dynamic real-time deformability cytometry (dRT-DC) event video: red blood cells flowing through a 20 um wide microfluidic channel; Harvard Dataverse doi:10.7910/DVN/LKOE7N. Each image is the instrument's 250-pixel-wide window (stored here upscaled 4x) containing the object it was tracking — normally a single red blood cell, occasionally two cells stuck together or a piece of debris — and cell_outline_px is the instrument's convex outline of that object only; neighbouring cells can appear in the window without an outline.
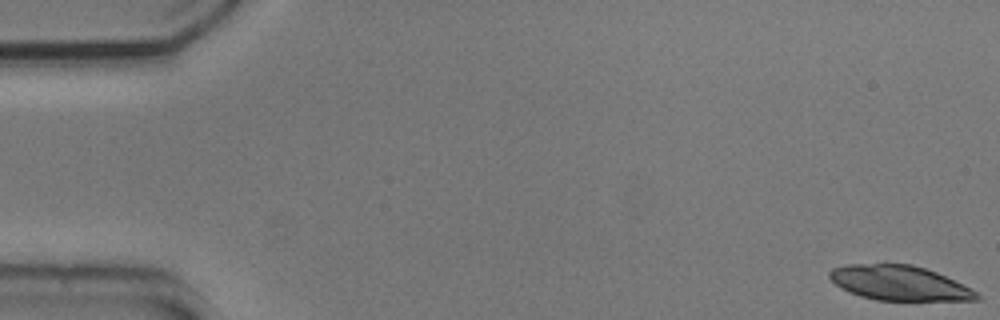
{"species": "common noctule bat (a hibernating species)", "species_latin": "Nyctalus noctula", "temperature_condition": "cold", "stored_images_in_passage": 55, "camera_frame_rate_fps": 3000, "um_per_image_px": 0.085, "animal": {"sex": "male", "body_mass_g": 20.5, "forearm_length_mm": 52.5}, "frame": {"image": 1, "passage_image": 1, "time_ms": 0.0, "image_size_px": [1000, 320], "cell_outline_px": [[980, 300], [876, 300], [860, 296], [848, 292], [840, 288], [828, 276], [828, 272], [832, 268], [844, 264], [912, 264], [936, 272], [972, 288], [980, 296]], "centroid_in_image_um": [76.42, 24.05], "position_along_channel_um": 8.6, "area_um2": 29.82}, "authors_computed_cell_mechanics": {"area_um2": 29.8248, "velocity_mm_per_s": 3.7097, "shape_relaxation_time_tau1_ms": 4.3254, "shape_relaxation_time_tau2_ms": 7.9907, "deformation_change_tau1": 0.1514, "deformation_change_tau2": 0.1449}}